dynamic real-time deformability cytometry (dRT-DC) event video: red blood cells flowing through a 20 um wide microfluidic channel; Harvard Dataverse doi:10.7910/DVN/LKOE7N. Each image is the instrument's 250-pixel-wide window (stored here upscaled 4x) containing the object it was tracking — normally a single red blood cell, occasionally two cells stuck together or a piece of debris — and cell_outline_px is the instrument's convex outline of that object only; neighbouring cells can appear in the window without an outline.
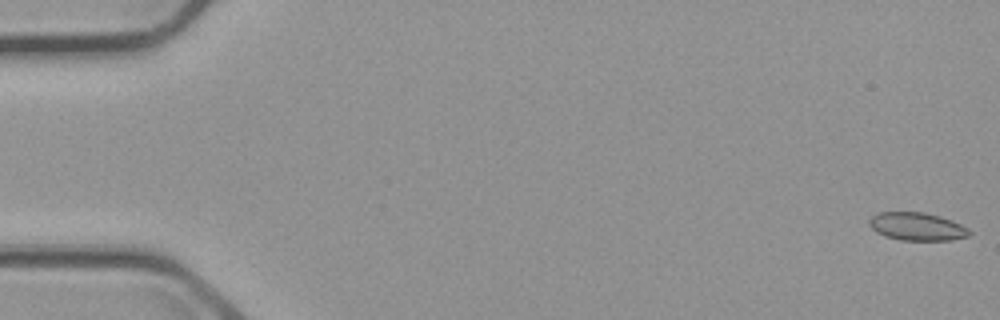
{"species": "common noctule bat (a hibernating species)", "species_latin": "Nyctalus noctula", "temperature_condition": "cold", "stored_images_in_passage": 6, "camera_frame_rate_fps": 3000, "um_per_image_px": 0.085, "animal": {"sex": "male", "body_mass_g": 23.1, "forearm_length_mm": 52.7}, "frame": {"image": 1, "passage_image": 1, "time_ms": 0.0, "image_size_px": [1000, 320], "cell_outline_px": [[972, 232], [968, 236], [952, 240], [900, 240], [884, 236], [876, 232], [868, 224], [868, 220], [872, 216], [880, 212], [924, 212], [940, 216], [952, 220], [968, 228]], "centroid_in_image_um": [77.94, 19.25], "position_along_channel_um": 7.1, "area_um2": 16.42}}
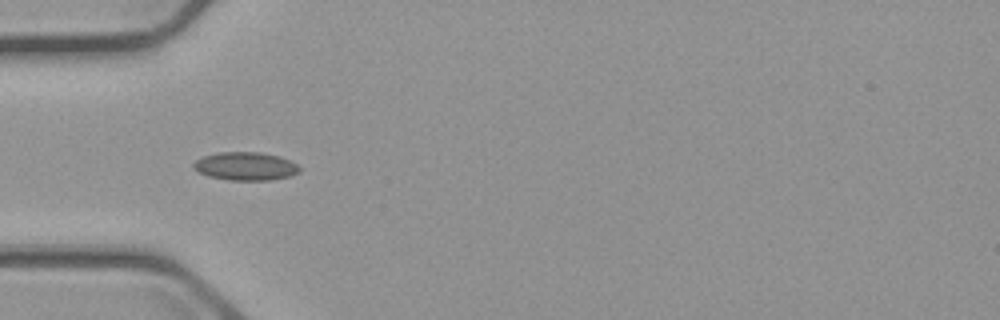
{"frame": {"image": 2, "passage_image": 5, "time_ms": 5.667, "image_size_px": [1000, 320], "cell_outline_px": [[300, 172], [288, 176], [268, 180], [228, 180], [208, 176], [192, 168], [192, 164], [196, 160], [204, 156], [216, 152], [260, 152], [280, 156], [296, 164], [300, 168]], "centroid_in_image_um": [20.84, 14.12], "position_along_channel_um": 64.2, "area_um2": 17.4}}
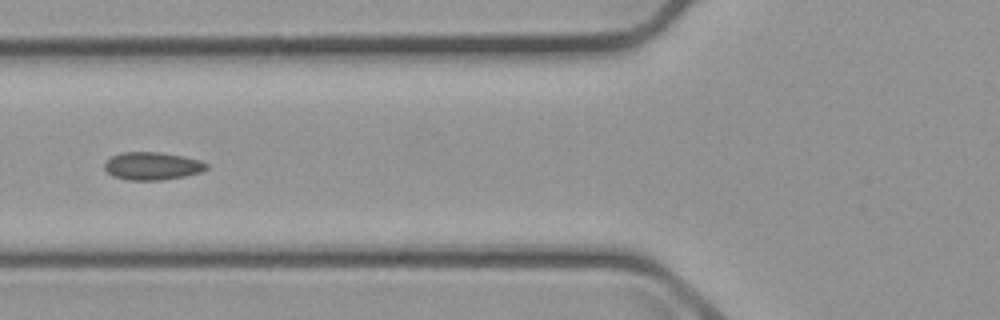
{"frame": {"image": 3, "passage_image": 6, "time_ms": 7.0, "image_size_px": [1000, 320], "cell_outline_px": [[208, 168], [200, 172], [184, 176], [160, 180], [128, 180], [112, 176], [104, 168], [104, 164], [112, 156], [124, 152], [160, 152], [184, 156], [200, 160], [208, 164]], "centroid_in_image_um": [12.95, 14.11], "position_along_channel_um": 112.8, "area_um2": 16.47}}